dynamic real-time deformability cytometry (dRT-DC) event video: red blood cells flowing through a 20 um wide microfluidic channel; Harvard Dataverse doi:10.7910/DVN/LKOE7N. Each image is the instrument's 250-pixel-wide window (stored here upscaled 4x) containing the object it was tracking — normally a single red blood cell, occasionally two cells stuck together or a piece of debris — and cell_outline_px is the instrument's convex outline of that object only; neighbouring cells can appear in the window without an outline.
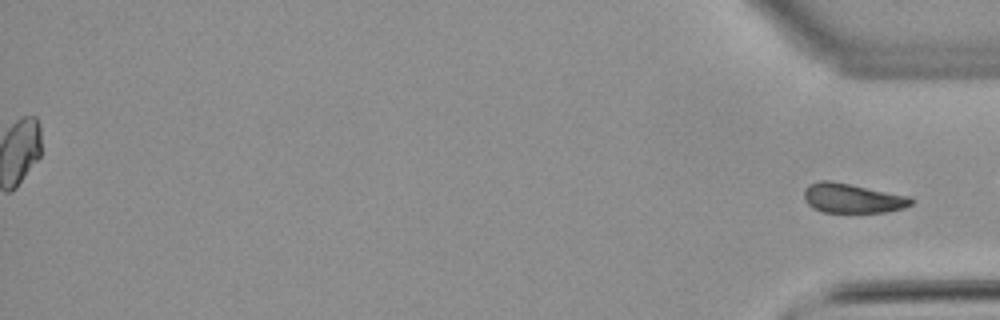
{"species": "common noctule bat (a hibernating species)", "species_latin": "Nyctalus noctula", "temperature_condition": "warm", "stored_images_in_passage": 37, "segment_of_instrument_passage": [2, 2], "camera_frame_rate_fps": 3000, "um_per_image_px": 0.085, "animal": {"sex": "male", "body_mass_g": 21.5, "forearm_length_mm": 52.0}, "frame": {"image": 1, "passage_image": 37, "time_ms": 12.0, "image_size_px": [1000, 320], "cell_outline_px": [[912, 204], [904, 208], [888, 212], [824, 212], [812, 208], [804, 200], [804, 188], [808, 184], [820, 180], [828, 180], [908, 196], [912, 200]], "centroid_in_image_um": [72.4, 16.86], "position_along_channel_um": 362.8, "area_um2": 18.26}}